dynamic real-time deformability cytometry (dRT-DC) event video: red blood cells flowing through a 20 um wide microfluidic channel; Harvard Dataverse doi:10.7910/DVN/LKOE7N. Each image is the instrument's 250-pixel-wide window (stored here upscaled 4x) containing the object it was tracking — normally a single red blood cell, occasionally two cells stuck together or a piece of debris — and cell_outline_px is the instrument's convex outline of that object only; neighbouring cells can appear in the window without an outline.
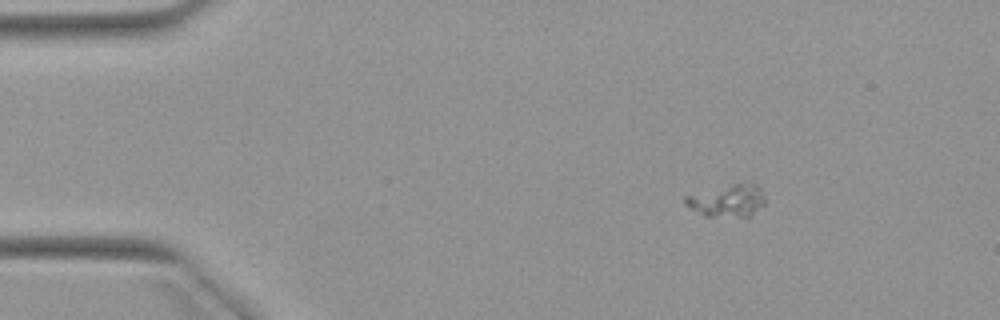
{"species": "Egyptian fruit bat (a non-hibernating species)", "species_latin": "Rousettus aegyptiacus", "temperature_condition": "warm", "stored_images_in_passage": 4, "camera_frame_rate_fps": 3000, "um_per_image_px": 0.085, "animal": {"sex": "female"}, "frame": {"image": 1, "passage_image": 1, "time_ms": 0.0, "image_size_px": [1000, 320], "cell_outline_px": [[764, 204], [752, 216], [704, 216], [688, 208], [684, 204], [684, 196], [732, 184], [752, 180], [760, 188], [764, 196]], "centroid_in_image_um": [61.84, 17.04], "position_along_channel_um": 23.2, "area_um2": 15.2}}
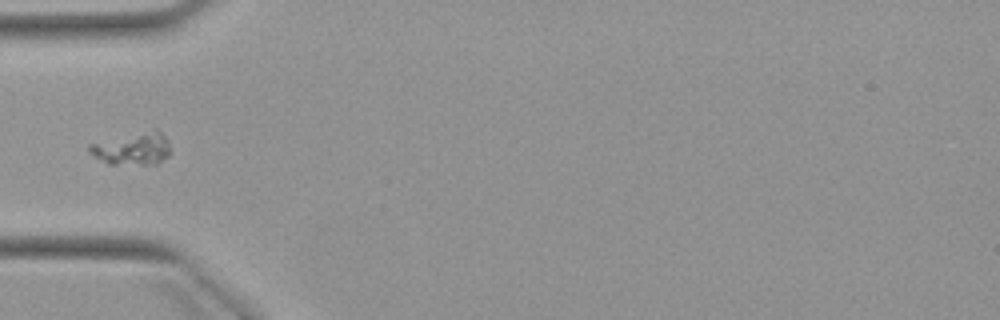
{"frame": {"image": 2, "passage_image": 4, "time_ms": 3.333, "image_size_px": [1000, 320], "cell_outline_px": [[168, 156], [156, 164], [108, 164], [92, 156], [88, 152], [88, 144], [156, 128], [168, 140]], "centroid_in_image_um": [11.23, 12.64], "position_along_channel_um": 73.8, "area_um2": 15.26}}